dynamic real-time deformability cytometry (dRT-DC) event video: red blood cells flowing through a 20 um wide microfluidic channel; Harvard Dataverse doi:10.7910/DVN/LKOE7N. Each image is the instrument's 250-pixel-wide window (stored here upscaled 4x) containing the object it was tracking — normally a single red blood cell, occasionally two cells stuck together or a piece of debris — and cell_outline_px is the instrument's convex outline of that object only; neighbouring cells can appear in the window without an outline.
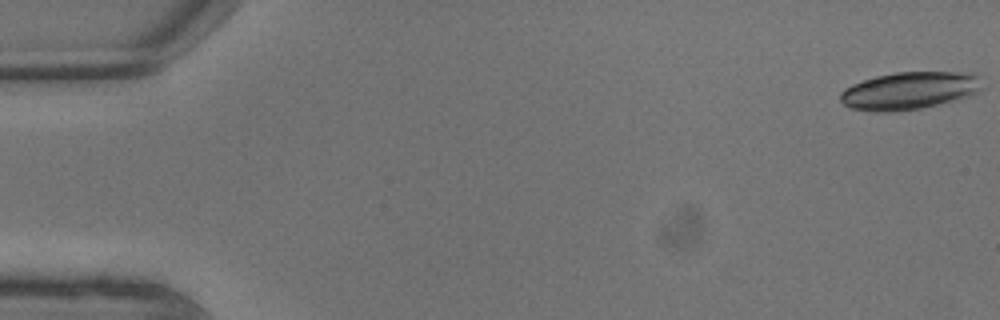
{"species": "common noctule bat (a hibernating species)", "species_latin": "Nyctalus noctula", "temperature_condition": "warm", "stored_images_in_passage": 9, "camera_frame_rate_fps": 3000, "um_per_image_px": 0.085, "animal": {"sex": "male", "body_mass_g": 13.3}, "frame": {"image": 1, "passage_image": 1, "time_ms": 0.0, "image_size_px": [1000, 320], "cell_outline_px": [[984, 88], [976, 92], [964, 96], [936, 104], [920, 108], [892, 112], [872, 112], [852, 108], [844, 104], [840, 100], [840, 92], [844, 88], [852, 84], [876, 76], [896, 72], [972, 72], [980, 76]], "centroid_in_image_um": [77.28, 7.69], "position_along_channel_um": 7.7, "area_um2": 30.92}}
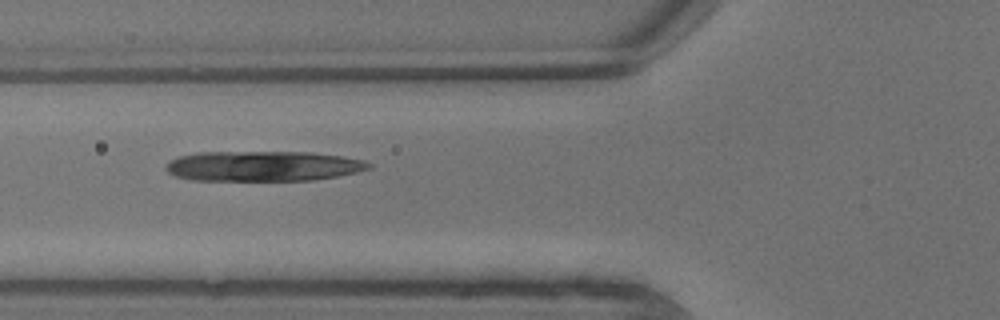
{"frame": {"image": 2, "passage_image": 8, "time_ms": 2.333, "image_size_px": [1000, 320], "cell_outline_px": [[372, 168], [356, 172], [336, 176], [312, 180], [192, 180], [176, 176], [168, 172], [164, 168], [172, 160], [180, 156], [196, 152], [312, 152], [344, 156], [364, 160], [372, 164]], "centroid_in_image_um": [22.4, 14.11], "position_along_channel_um": 103.4, "area_um2": 35.66}}
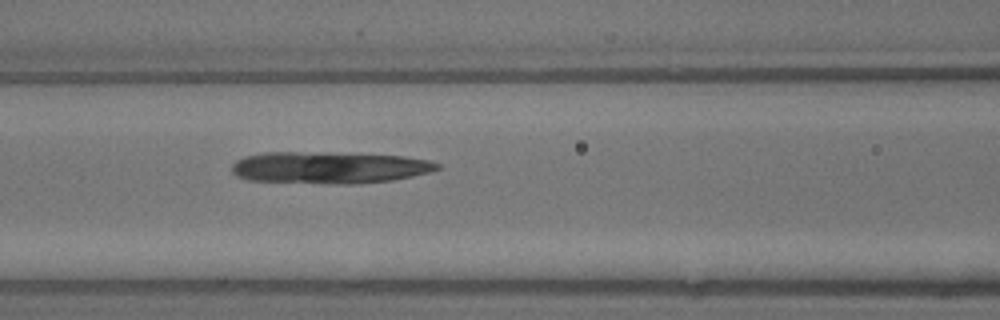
{"frame": {"image": 3, "passage_image": 9, "time_ms": 2.667, "image_size_px": [1000, 320], "cell_outline_px": [[440, 168], [432, 172], [392, 180], [356, 184], [336, 184], [248, 180], [236, 176], [232, 172], [232, 164], [236, 160], [244, 156], [264, 152], [324, 152], [404, 156], [428, 160], [440, 164]], "centroid_in_image_um": [27.98, 14.24], "position_along_channel_um": 138.6, "area_um2": 38.38}}